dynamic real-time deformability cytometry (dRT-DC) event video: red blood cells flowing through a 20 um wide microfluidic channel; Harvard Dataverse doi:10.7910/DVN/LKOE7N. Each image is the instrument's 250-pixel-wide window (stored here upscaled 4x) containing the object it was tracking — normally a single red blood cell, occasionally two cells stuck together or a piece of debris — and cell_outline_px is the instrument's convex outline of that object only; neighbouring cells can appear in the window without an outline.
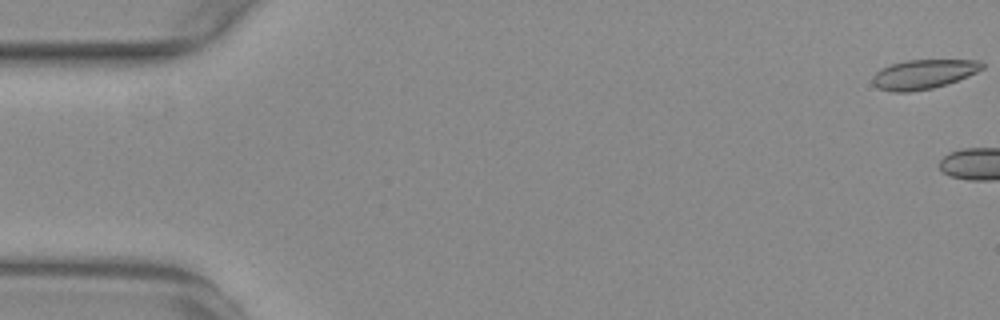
{"species": "common noctule bat (a hibernating species)", "species_latin": "Nyctalus noctula", "temperature_condition": "warm", "stored_images_in_passage": 9, "camera_frame_rate_fps": 3000, "um_per_image_px": 0.085, "animal": {"sex": "female", "body_mass_g": 29.2, "forearm_length_mm": 56.3}, "frame": {"image": 1, "passage_image": 1, "time_ms": 0.0, "image_size_px": [1000, 320], "cell_outline_px": [[984, 68], [968, 76], [948, 84], [932, 88], [908, 92], [892, 92], [880, 88], [872, 84], [872, 76], [880, 68], [904, 60], [980, 60], [984, 64]], "centroid_in_image_um": [78.49, 6.3], "position_along_channel_um": 6.5, "area_um2": 18.84}}